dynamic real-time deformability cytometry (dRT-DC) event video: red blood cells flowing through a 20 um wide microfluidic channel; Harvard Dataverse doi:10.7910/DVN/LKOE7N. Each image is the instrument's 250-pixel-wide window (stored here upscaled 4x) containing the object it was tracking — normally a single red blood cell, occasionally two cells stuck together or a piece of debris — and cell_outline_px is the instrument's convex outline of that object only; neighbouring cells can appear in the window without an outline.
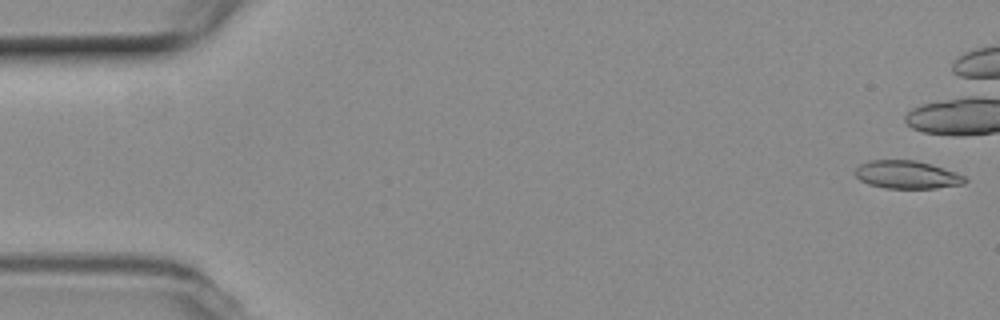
{"species": "common noctule bat (a hibernating species)", "species_latin": "Nyctalus noctula", "temperature_condition": "room temperature", "stored_images_in_passage": 13, "camera_frame_rate_fps": 3000, "um_per_image_px": 0.085, "animal": {"sex": "female", "body_mass_g": 19.3, "forearm_length_mm": 54.1}, "frame": {"image": 1, "passage_image": 1, "time_ms": 0.0, "image_size_px": [1000, 320], "cell_outline_px": [[968, 180], [964, 184], [936, 188], [884, 188], [868, 184], [860, 180], [856, 176], [856, 168], [860, 164], [868, 160], [916, 160], [932, 164], [956, 172], [964, 176]], "centroid_in_image_um": [77.1, 14.84], "position_along_channel_um": 7.9, "area_um2": 17.98}}